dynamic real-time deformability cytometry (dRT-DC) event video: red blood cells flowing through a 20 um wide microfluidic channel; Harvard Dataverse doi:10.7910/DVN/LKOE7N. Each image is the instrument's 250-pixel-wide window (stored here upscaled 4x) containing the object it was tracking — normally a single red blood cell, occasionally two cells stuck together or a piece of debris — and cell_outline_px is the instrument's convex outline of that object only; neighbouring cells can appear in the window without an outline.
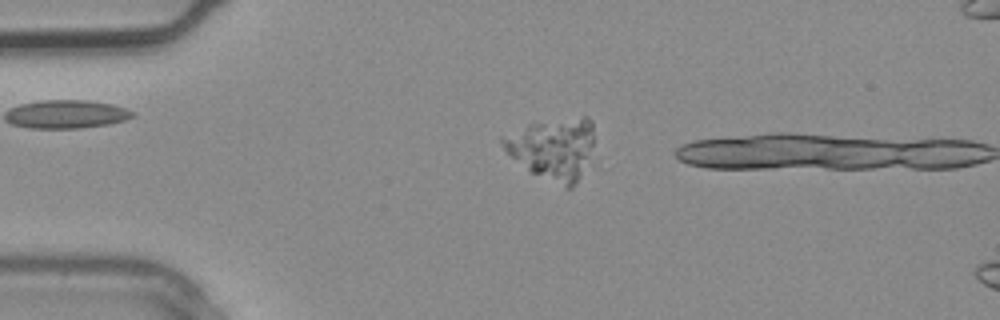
{"species": "common noctule bat (a hibernating species)", "species_latin": "Nyctalus noctula", "temperature_condition": "warm", "stored_images_in_passage": 2, "camera_frame_rate_fps": 3000, "um_per_image_px": 0.085, "animal": {"sex": "male", "body_mass_g": 20.4}, "frame": {"image": 1, "passage_image": 1, "time_ms": 0.0, "image_size_px": [1000, 320], "cell_outline_px": [[592, 144], [576, 180], [572, 188], [564, 188], [532, 172], [512, 156], [500, 144], [500, 136], [528, 124], [584, 116], [588, 116], [592, 120]], "centroid_in_image_um": [46.94, 12.59], "position_along_channel_um": 38.1, "area_um2": 31.62}}